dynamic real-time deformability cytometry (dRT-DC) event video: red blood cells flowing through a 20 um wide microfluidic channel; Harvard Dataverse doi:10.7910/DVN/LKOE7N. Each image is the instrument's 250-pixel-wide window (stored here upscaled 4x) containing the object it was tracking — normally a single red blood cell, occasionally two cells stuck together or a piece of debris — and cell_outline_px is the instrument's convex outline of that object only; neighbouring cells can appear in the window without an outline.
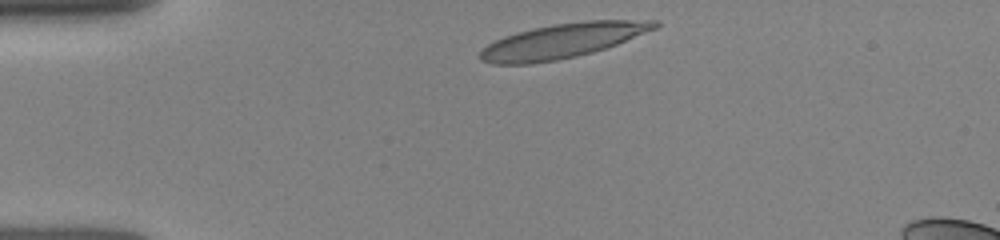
{"species": "human", "species_latin": "Homo sapiens", "temperature_condition": "room temperature", "stored_images_in_passage": 2, "camera_frame_rate_fps": 3000, "um_per_image_px": 0.085, "donor": {"sex": "female"}, "frame": {"image": 1, "passage_image": 1, "time_ms": 0.0, "image_size_px": [1000, 240], "cell_outline_px": [[660, 24], [656, 28], [616, 44], [592, 52], [576, 56], [556, 60], [532, 64], [492, 64], [480, 60], [480, 52], [488, 44], [504, 36], [516, 32], [532, 28], [552, 24], [588, 20], [660, 20]], "centroid_in_image_um": [47.8, 3.46], "position_along_channel_um": 37.2, "area_um2": 35.03}}